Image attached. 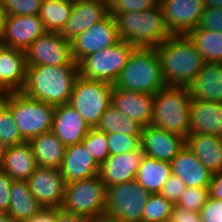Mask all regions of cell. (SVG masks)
Here are the masks:
<instances>
[{
  "mask_svg": "<svg viewBox=\"0 0 222 222\" xmlns=\"http://www.w3.org/2000/svg\"><path fill=\"white\" fill-rule=\"evenodd\" d=\"M156 49L166 86L188 87L206 64L188 35H171Z\"/></svg>",
  "mask_w": 222,
  "mask_h": 222,
  "instance_id": "1",
  "label": "cell"
},
{
  "mask_svg": "<svg viewBox=\"0 0 222 222\" xmlns=\"http://www.w3.org/2000/svg\"><path fill=\"white\" fill-rule=\"evenodd\" d=\"M79 76L78 63L27 67L26 83L22 92L36 100L46 102L54 107L69 103L73 86Z\"/></svg>",
  "mask_w": 222,
  "mask_h": 222,
  "instance_id": "2",
  "label": "cell"
},
{
  "mask_svg": "<svg viewBox=\"0 0 222 222\" xmlns=\"http://www.w3.org/2000/svg\"><path fill=\"white\" fill-rule=\"evenodd\" d=\"M120 40L136 48H157L171 35L160 5L145 11H130L115 17Z\"/></svg>",
  "mask_w": 222,
  "mask_h": 222,
  "instance_id": "3",
  "label": "cell"
},
{
  "mask_svg": "<svg viewBox=\"0 0 222 222\" xmlns=\"http://www.w3.org/2000/svg\"><path fill=\"white\" fill-rule=\"evenodd\" d=\"M125 91L154 95L164 83L156 48H136L114 84Z\"/></svg>",
  "mask_w": 222,
  "mask_h": 222,
  "instance_id": "4",
  "label": "cell"
},
{
  "mask_svg": "<svg viewBox=\"0 0 222 222\" xmlns=\"http://www.w3.org/2000/svg\"><path fill=\"white\" fill-rule=\"evenodd\" d=\"M191 96L188 87L165 86L153 95L151 126L182 137L189 135Z\"/></svg>",
  "mask_w": 222,
  "mask_h": 222,
  "instance_id": "5",
  "label": "cell"
},
{
  "mask_svg": "<svg viewBox=\"0 0 222 222\" xmlns=\"http://www.w3.org/2000/svg\"><path fill=\"white\" fill-rule=\"evenodd\" d=\"M0 99L11 109L25 141L52 130L54 106L32 99L22 91L0 94Z\"/></svg>",
  "mask_w": 222,
  "mask_h": 222,
  "instance_id": "6",
  "label": "cell"
},
{
  "mask_svg": "<svg viewBox=\"0 0 222 222\" xmlns=\"http://www.w3.org/2000/svg\"><path fill=\"white\" fill-rule=\"evenodd\" d=\"M106 186L99 175L67 183L62 210L87 217L92 222L105 216Z\"/></svg>",
  "mask_w": 222,
  "mask_h": 222,
  "instance_id": "7",
  "label": "cell"
},
{
  "mask_svg": "<svg viewBox=\"0 0 222 222\" xmlns=\"http://www.w3.org/2000/svg\"><path fill=\"white\" fill-rule=\"evenodd\" d=\"M149 195L136 180L106 187L104 218L110 222H142Z\"/></svg>",
  "mask_w": 222,
  "mask_h": 222,
  "instance_id": "8",
  "label": "cell"
},
{
  "mask_svg": "<svg viewBox=\"0 0 222 222\" xmlns=\"http://www.w3.org/2000/svg\"><path fill=\"white\" fill-rule=\"evenodd\" d=\"M114 85L97 80L76 78L69 104L82 116L90 128H96L101 116L112 104Z\"/></svg>",
  "mask_w": 222,
  "mask_h": 222,
  "instance_id": "9",
  "label": "cell"
},
{
  "mask_svg": "<svg viewBox=\"0 0 222 222\" xmlns=\"http://www.w3.org/2000/svg\"><path fill=\"white\" fill-rule=\"evenodd\" d=\"M135 49L134 45L120 40L117 44L87 55L78 63L79 75L114 85Z\"/></svg>",
  "mask_w": 222,
  "mask_h": 222,
  "instance_id": "10",
  "label": "cell"
},
{
  "mask_svg": "<svg viewBox=\"0 0 222 222\" xmlns=\"http://www.w3.org/2000/svg\"><path fill=\"white\" fill-rule=\"evenodd\" d=\"M25 52L28 66L56 67L69 65L74 61L71 41L66 40L58 32L46 31Z\"/></svg>",
  "mask_w": 222,
  "mask_h": 222,
  "instance_id": "11",
  "label": "cell"
},
{
  "mask_svg": "<svg viewBox=\"0 0 222 222\" xmlns=\"http://www.w3.org/2000/svg\"><path fill=\"white\" fill-rule=\"evenodd\" d=\"M34 198L44 209H61L66 183L60 169L37 166L26 180Z\"/></svg>",
  "mask_w": 222,
  "mask_h": 222,
  "instance_id": "12",
  "label": "cell"
},
{
  "mask_svg": "<svg viewBox=\"0 0 222 222\" xmlns=\"http://www.w3.org/2000/svg\"><path fill=\"white\" fill-rule=\"evenodd\" d=\"M119 41L116 20L114 16L108 15L71 41L73 59L79 63L87 55L117 44Z\"/></svg>",
  "mask_w": 222,
  "mask_h": 222,
  "instance_id": "13",
  "label": "cell"
},
{
  "mask_svg": "<svg viewBox=\"0 0 222 222\" xmlns=\"http://www.w3.org/2000/svg\"><path fill=\"white\" fill-rule=\"evenodd\" d=\"M159 5L170 35H188L205 8L204 0H160Z\"/></svg>",
  "mask_w": 222,
  "mask_h": 222,
  "instance_id": "14",
  "label": "cell"
},
{
  "mask_svg": "<svg viewBox=\"0 0 222 222\" xmlns=\"http://www.w3.org/2000/svg\"><path fill=\"white\" fill-rule=\"evenodd\" d=\"M46 31L39 15L7 16L0 38L9 48L26 51Z\"/></svg>",
  "mask_w": 222,
  "mask_h": 222,
  "instance_id": "15",
  "label": "cell"
},
{
  "mask_svg": "<svg viewBox=\"0 0 222 222\" xmlns=\"http://www.w3.org/2000/svg\"><path fill=\"white\" fill-rule=\"evenodd\" d=\"M185 145V137L156 126L143 127L141 149L147 156L170 163Z\"/></svg>",
  "mask_w": 222,
  "mask_h": 222,
  "instance_id": "16",
  "label": "cell"
},
{
  "mask_svg": "<svg viewBox=\"0 0 222 222\" xmlns=\"http://www.w3.org/2000/svg\"><path fill=\"white\" fill-rule=\"evenodd\" d=\"M109 15V8L93 0H73L72 11L60 34L68 41H73L93 24Z\"/></svg>",
  "mask_w": 222,
  "mask_h": 222,
  "instance_id": "17",
  "label": "cell"
},
{
  "mask_svg": "<svg viewBox=\"0 0 222 222\" xmlns=\"http://www.w3.org/2000/svg\"><path fill=\"white\" fill-rule=\"evenodd\" d=\"M142 150L110 155L101 165L99 176L106 187L136 179Z\"/></svg>",
  "mask_w": 222,
  "mask_h": 222,
  "instance_id": "18",
  "label": "cell"
},
{
  "mask_svg": "<svg viewBox=\"0 0 222 222\" xmlns=\"http://www.w3.org/2000/svg\"><path fill=\"white\" fill-rule=\"evenodd\" d=\"M189 134L222 137V103L191 99Z\"/></svg>",
  "mask_w": 222,
  "mask_h": 222,
  "instance_id": "19",
  "label": "cell"
},
{
  "mask_svg": "<svg viewBox=\"0 0 222 222\" xmlns=\"http://www.w3.org/2000/svg\"><path fill=\"white\" fill-rule=\"evenodd\" d=\"M90 129L69 103L55 107L52 131L65 146L81 143Z\"/></svg>",
  "mask_w": 222,
  "mask_h": 222,
  "instance_id": "20",
  "label": "cell"
},
{
  "mask_svg": "<svg viewBox=\"0 0 222 222\" xmlns=\"http://www.w3.org/2000/svg\"><path fill=\"white\" fill-rule=\"evenodd\" d=\"M99 170L100 165L82 142L66 146L65 156L60 167L66 184L99 175Z\"/></svg>",
  "mask_w": 222,
  "mask_h": 222,
  "instance_id": "21",
  "label": "cell"
},
{
  "mask_svg": "<svg viewBox=\"0 0 222 222\" xmlns=\"http://www.w3.org/2000/svg\"><path fill=\"white\" fill-rule=\"evenodd\" d=\"M111 105L144 127L152 121L153 95L148 93L125 91L114 85Z\"/></svg>",
  "mask_w": 222,
  "mask_h": 222,
  "instance_id": "22",
  "label": "cell"
},
{
  "mask_svg": "<svg viewBox=\"0 0 222 222\" xmlns=\"http://www.w3.org/2000/svg\"><path fill=\"white\" fill-rule=\"evenodd\" d=\"M27 67L26 52L7 47L0 56V94L22 91Z\"/></svg>",
  "mask_w": 222,
  "mask_h": 222,
  "instance_id": "23",
  "label": "cell"
},
{
  "mask_svg": "<svg viewBox=\"0 0 222 222\" xmlns=\"http://www.w3.org/2000/svg\"><path fill=\"white\" fill-rule=\"evenodd\" d=\"M170 164L172 173L183 181L185 187H209L212 175L211 172L188 147H186V145Z\"/></svg>",
  "mask_w": 222,
  "mask_h": 222,
  "instance_id": "24",
  "label": "cell"
},
{
  "mask_svg": "<svg viewBox=\"0 0 222 222\" xmlns=\"http://www.w3.org/2000/svg\"><path fill=\"white\" fill-rule=\"evenodd\" d=\"M188 90L191 99L222 103V63H206Z\"/></svg>",
  "mask_w": 222,
  "mask_h": 222,
  "instance_id": "25",
  "label": "cell"
},
{
  "mask_svg": "<svg viewBox=\"0 0 222 222\" xmlns=\"http://www.w3.org/2000/svg\"><path fill=\"white\" fill-rule=\"evenodd\" d=\"M186 147L211 174L222 171V137L207 134H189Z\"/></svg>",
  "mask_w": 222,
  "mask_h": 222,
  "instance_id": "26",
  "label": "cell"
},
{
  "mask_svg": "<svg viewBox=\"0 0 222 222\" xmlns=\"http://www.w3.org/2000/svg\"><path fill=\"white\" fill-rule=\"evenodd\" d=\"M37 165L28 141L8 147L0 170L12 180L26 181Z\"/></svg>",
  "mask_w": 222,
  "mask_h": 222,
  "instance_id": "27",
  "label": "cell"
},
{
  "mask_svg": "<svg viewBox=\"0 0 222 222\" xmlns=\"http://www.w3.org/2000/svg\"><path fill=\"white\" fill-rule=\"evenodd\" d=\"M28 142L31 145L37 166L60 169L66 146L52 130L30 139Z\"/></svg>",
  "mask_w": 222,
  "mask_h": 222,
  "instance_id": "28",
  "label": "cell"
},
{
  "mask_svg": "<svg viewBox=\"0 0 222 222\" xmlns=\"http://www.w3.org/2000/svg\"><path fill=\"white\" fill-rule=\"evenodd\" d=\"M44 208L34 198L27 181L13 180L10 186L8 212L17 222L31 220Z\"/></svg>",
  "mask_w": 222,
  "mask_h": 222,
  "instance_id": "29",
  "label": "cell"
},
{
  "mask_svg": "<svg viewBox=\"0 0 222 222\" xmlns=\"http://www.w3.org/2000/svg\"><path fill=\"white\" fill-rule=\"evenodd\" d=\"M172 174L171 164L143 155L136 181L149 193H159Z\"/></svg>",
  "mask_w": 222,
  "mask_h": 222,
  "instance_id": "30",
  "label": "cell"
},
{
  "mask_svg": "<svg viewBox=\"0 0 222 222\" xmlns=\"http://www.w3.org/2000/svg\"><path fill=\"white\" fill-rule=\"evenodd\" d=\"M143 125L128 116H124L110 105L101 116L96 129L105 133H121L127 136H141Z\"/></svg>",
  "mask_w": 222,
  "mask_h": 222,
  "instance_id": "31",
  "label": "cell"
},
{
  "mask_svg": "<svg viewBox=\"0 0 222 222\" xmlns=\"http://www.w3.org/2000/svg\"><path fill=\"white\" fill-rule=\"evenodd\" d=\"M73 0H43L39 17L47 31L60 33L72 11Z\"/></svg>",
  "mask_w": 222,
  "mask_h": 222,
  "instance_id": "32",
  "label": "cell"
},
{
  "mask_svg": "<svg viewBox=\"0 0 222 222\" xmlns=\"http://www.w3.org/2000/svg\"><path fill=\"white\" fill-rule=\"evenodd\" d=\"M189 38L206 63H222V33L207 29H193Z\"/></svg>",
  "mask_w": 222,
  "mask_h": 222,
  "instance_id": "33",
  "label": "cell"
},
{
  "mask_svg": "<svg viewBox=\"0 0 222 222\" xmlns=\"http://www.w3.org/2000/svg\"><path fill=\"white\" fill-rule=\"evenodd\" d=\"M174 204L160 193H150L143 210L142 222H166L170 220Z\"/></svg>",
  "mask_w": 222,
  "mask_h": 222,
  "instance_id": "34",
  "label": "cell"
},
{
  "mask_svg": "<svg viewBox=\"0 0 222 222\" xmlns=\"http://www.w3.org/2000/svg\"><path fill=\"white\" fill-rule=\"evenodd\" d=\"M0 140L8 147L25 142L15 123L11 109L0 99Z\"/></svg>",
  "mask_w": 222,
  "mask_h": 222,
  "instance_id": "35",
  "label": "cell"
},
{
  "mask_svg": "<svg viewBox=\"0 0 222 222\" xmlns=\"http://www.w3.org/2000/svg\"><path fill=\"white\" fill-rule=\"evenodd\" d=\"M82 143L99 165L110 156L105 132L99 131L96 128H91Z\"/></svg>",
  "mask_w": 222,
  "mask_h": 222,
  "instance_id": "36",
  "label": "cell"
},
{
  "mask_svg": "<svg viewBox=\"0 0 222 222\" xmlns=\"http://www.w3.org/2000/svg\"><path fill=\"white\" fill-rule=\"evenodd\" d=\"M208 197V188L185 187L181 197L175 205L200 213L201 208L206 205Z\"/></svg>",
  "mask_w": 222,
  "mask_h": 222,
  "instance_id": "37",
  "label": "cell"
},
{
  "mask_svg": "<svg viewBox=\"0 0 222 222\" xmlns=\"http://www.w3.org/2000/svg\"><path fill=\"white\" fill-rule=\"evenodd\" d=\"M110 155L141 149V136H127L121 133H106Z\"/></svg>",
  "mask_w": 222,
  "mask_h": 222,
  "instance_id": "38",
  "label": "cell"
},
{
  "mask_svg": "<svg viewBox=\"0 0 222 222\" xmlns=\"http://www.w3.org/2000/svg\"><path fill=\"white\" fill-rule=\"evenodd\" d=\"M7 16L39 15L43 0H3Z\"/></svg>",
  "mask_w": 222,
  "mask_h": 222,
  "instance_id": "39",
  "label": "cell"
},
{
  "mask_svg": "<svg viewBox=\"0 0 222 222\" xmlns=\"http://www.w3.org/2000/svg\"><path fill=\"white\" fill-rule=\"evenodd\" d=\"M159 4L158 0H113L109 8V15L116 16L130 11H145Z\"/></svg>",
  "mask_w": 222,
  "mask_h": 222,
  "instance_id": "40",
  "label": "cell"
},
{
  "mask_svg": "<svg viewBox=\"0 0 222 222\" xmlns=\"http://www.w3.org/2000/svg\"><path fill=\"white\" fill-rule=\"evenodd\" d=\"M195 29H207L222 33V9L205 7Z\"/></svg>",
  "mask_w": 222,
  "mask_h": 222,
  "instance_id": "41",
  "label": "cell"
},
{
  "mask_svg": "<svg viewBox=\"0 0 222 222\" xmlns=\"http://www.w3.org/2000/svg\"><path fill=\"white\" fill-rule=\"evenodd\" d=\"M184 189L185 185L183 181L177 175L172 173L159 193L175 205L181 197Z\"/></svg>",
  "mask_w": 222,
  "mask_h": 222,
  "instance_id": "42",
  "label": "cell"
},
{
  "mask_svg": "<svg viewBox=\"0 0 222 222\" xmlns=\"http://www.w3.org/2000/svg\"><path fill=\"white\" fill-rule=\"evenodd\" d=\"M200 217L203 222H222V200L208 197L200 210Z\"/></svg>",
  "mask_w": 222,
  "mask_h": 222,
  "instance_id": "43",
  "label": "cell"
},
{
  "mask_svg": "<svg viewBox=\"0 0 222 222\" xmlns=\"http://www.w3.org/2000/svg\"><path fill=\"white\" fill-rule=\"evenodd\" d=\"M12 181L9 175L0 170V213L8 212Z\"/></svg>",
  "mask_w": 222,
  "mask_h": 222,
  "instance_id": "44",
  "label": "cell"
},
{
  "mask_svg": "<svg viewBox=\"0 0 222 222\" xmlns=\"http://www.w3.org/2000/svg\"><path fill=\"white\" fill-rule=\"evenodd\" d=\"M171 222H203L200 217V213L190 211L184 207L173 206Z\"/></svg>",
  "mask_w": 222,
  "mask_h": 222,
  "instance_id": "45",
  "label": "cell"
},
{
  "mask_svg": "<svg viewBox=\"0 0 222 222\" xmlns=\"http://www.w3.org/2000/svg\"><path fill=\"white\" fill-rule=\"evenodd\" d=\"M209 197L222 200V171L211 175Z\"/></svg>",
  "mask_w": 222,
  "mask_h": 222,
  "instance_id": "46",
  "label": "cell"
},
{
  "mask_svg": "<svg viewBox=\"0 0 222 222\" xmlns=\"http://www.w3.org/2000/svg\"><path fill=\"white\" fill-rule=\"evenodd\" d=\"M54 222H92L87 217L64 212L62 209H54Z\"/></svg>",
  "mask_w": 222,
  "mask_h": 222,
  "instance_id": "47",
  "label": "cell"
},
{
  "mask_svg": "<svg viewBox=\"0 0 222 222\" xmlns=\"http://www.w3.org/2000/svg\"><path fill=\"white\" fill-rule=\"evenodd\" d=\"M25 222H54V209H43L31 220Z\"/></svg>",
  "mask_w": 222,
  "mask_h": 222,
  "instance_id": "48",
  "label": "cell"
},
{
  "mask_svg": "<svg viewBox=\"0 0 222 222\" xmlns=\"http://www.w3.org/2000/svg\"><path fill=\"white\" fill-rule=\"evenodd\" d=\"M6 18H7V15H6V12L4 9V2H3V0H0V36L3 32Z\"/></svg>",
  "mask_w": 222,
  "mask_h": 222,
  "instance_id": "49",
  "label": "cell"
},
{
  "mask_svg": "<svg viewBox=\"0 0 222 222\" xmlns=\"http://www.w3.org/2000/svg\"><path fill=\"white\" fill-rule=\"evenodd\" d=\"M204 7L222 9V0H204Z\"/></svg>",
  "mask_w": 222,
  "mask_h": 222,
  "instance_id": "50",
  "label": "cell"
},
{
  "mask_svg": "<svg viewBox=\"0 0 222 222\" xmlns=\"http://www.w3.org/2000/svg\"><path fill=\"white\" fill-rule=\"evenodd\" d=\"M7 150H8L7 144L2 140H0V168L2 166L4 155Z\"/></svg>",
  "mask_w": 222,
  "mask_h": 222,
  "instance_id": "51",
  "label": "cell"
},
{
  "mask_svg": "<svg viewBox=\"0 0 222 222\" xmlns=\"http://www.w3.org/2000/svg\"><path fill=\"white\" fill-rule=\"evenodd\" d=\"M0 222H17L9 213H0Z\"/></svg>",
  "mask_w": 222,
  "mask_h": 222,
  "instance_id": "52",
  "label": "cell"
},
{
  "mask_svg": "<svg viewBox=\"0 0 222 222\" xmlns=\"http://www.w3.org/2000/svg\"><path fill=\"white\" fill-rule=\"evenodd\" d=\"M93 1L98 2V3H102V4L106 5L107 7H109L113 0H93Z\"/></svg>",
  "mask_w": 222,
  "mask_h": 222,
  "instance_id": "53",
  "label": "cell"
},
{
  "mask_svg": "<svg viewBox=\"0 0 222 222\" xmlns=\"http://www.w3.org/2000/svg\"><path fill=\"white\" fill-rule=\"evenodd\" d=\"M8 46L4 43V41L0 38V56L3 53V51L7 48Z\"/></svg>",
  "mask_w": 222,
  "mask_h": 222,
  "instance_id": "54",
  "label": "cell"
},
{
  "mask_svg": "<svg viewBox=\"0 0 222 222\" xmlns=\"http://www.w3.org/2000/svg\"><path fill=\"white\" fill-rule=\"evenodd\" d=\"M96 222H110V221H108V220H106L105 218H103V219H101V220H99V221H96Z\"/></svg>",
  "mask_w": 222,
  "mask_h": 222,
  "instance_id": "55",
  "label": "cell"
}]
</instances>
